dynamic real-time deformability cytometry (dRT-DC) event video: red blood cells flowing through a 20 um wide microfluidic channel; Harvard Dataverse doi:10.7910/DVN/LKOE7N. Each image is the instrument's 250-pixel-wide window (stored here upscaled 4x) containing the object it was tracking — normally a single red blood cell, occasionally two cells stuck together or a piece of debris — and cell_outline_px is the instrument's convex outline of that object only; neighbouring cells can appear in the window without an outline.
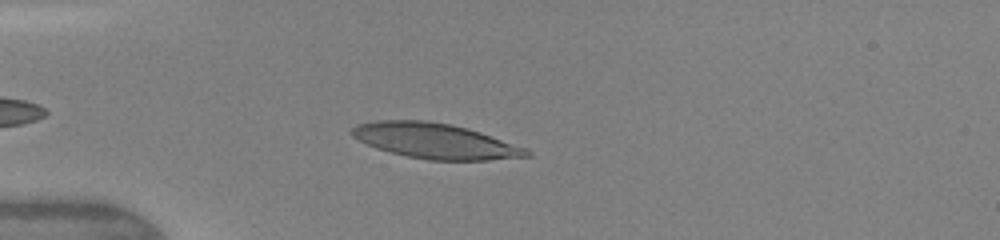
{"species": "human", "species_latin": "Homo sapiens", "temperature_condition": "warm", "stored_images_in_passage": 7, "camera_frame_rate_fps": 3000, "um_per_image_px": 0.085, "donor": {"sex": "female"}, "frame": {"image": 1, "passage_image": 5, "time_ms": 4.0, "image_size_px": [1000, 240], "cell_outline_px": [[532, 156], [488, 160], [428, 160], [408, 156], [376, 148], [352, 136], [348, 132], [356, 124], [380, 120], [428, 120], [452, 124], [468, 128], [528, 148], [532, 152]], "centroid_in_image_um": [37.02, 11.97], "position_along_channel_um": 48.0, "area_um2": 36.01}}
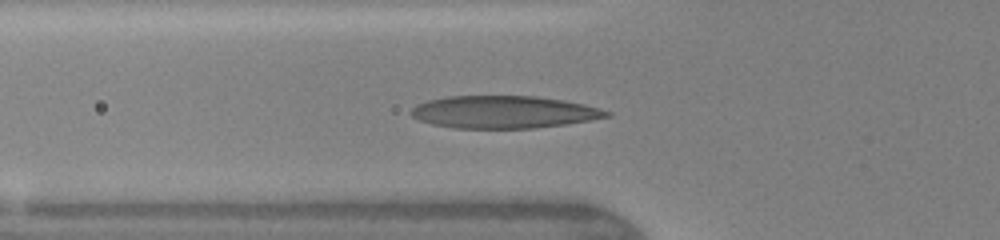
{"frame": {"image": 2, "passage_image": 7, "time_ms": 5.333, "image_size_px": [1000, 240], "cell_outline_px": [[612, 116], [592, 120], [564, 124], [532, 128], [456, 128], [432, 124], [420, 120], [412, 116], [408, 112], [416, 104], [428, 100], [448, 96], [536, 96], [564, 100], [584, 104], [600, 108], [612, 112]], "centroid_in_image_um": [42.83, 9.52], "position_along_channel_um": 83.0, "area_um2": 37.05}}